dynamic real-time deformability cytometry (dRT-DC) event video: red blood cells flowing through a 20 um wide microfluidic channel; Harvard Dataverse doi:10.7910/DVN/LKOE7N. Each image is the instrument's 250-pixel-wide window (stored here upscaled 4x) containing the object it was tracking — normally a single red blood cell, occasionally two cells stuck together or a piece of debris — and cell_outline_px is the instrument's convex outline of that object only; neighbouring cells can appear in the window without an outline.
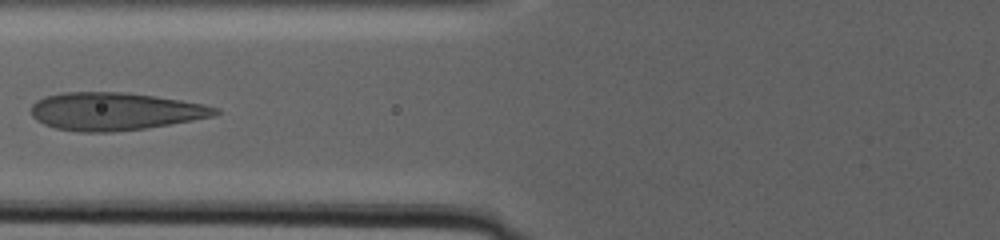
{"species": "human", "species_latin": "Homo sapiens", "temperature_condition": "warm", "stored_images_in_passage": 17, "segment_of_instrument_passage": [2, 2], "camera_frame_rate_fps": 3000, "um_per_image_px": 0.085, "donor": {"sex": "male"}, "frame": {"image": 1, "passage_image": 16, "time_ms": 15.333, "image_size_px": [1000, 240], "cell_outline_px": [[220, 112], [212, 116], [192, 120], [144, 128], [112, 132], [80, 132], [56, 128], [44, 124], [36, 120], [32, 116], [32, 104], [36, 100], [44, 96], [64, 92], [128, 92], [156, 96], [204, 104], [220, 108]], "centroid_in_image_um": [9.74, 9.45], "position_along_channel_um": 116.1, "area_um2": 40.46}}